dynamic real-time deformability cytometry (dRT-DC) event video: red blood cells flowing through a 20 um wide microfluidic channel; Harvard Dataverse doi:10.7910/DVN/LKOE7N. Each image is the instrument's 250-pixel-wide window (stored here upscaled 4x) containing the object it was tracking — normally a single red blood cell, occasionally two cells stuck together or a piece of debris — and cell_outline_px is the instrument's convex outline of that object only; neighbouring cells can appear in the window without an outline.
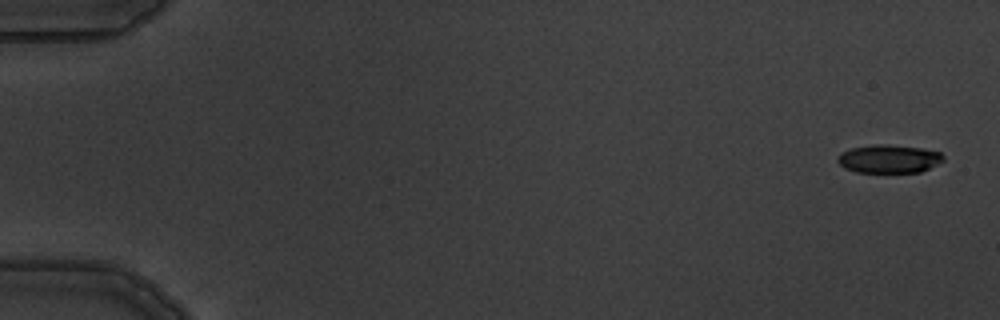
{"species": "common noctule bat (a hibernating species)", "species_latin": "Nyctalus noctula", "temperature_condition": "warm", "stored_images_in_passage": 5, "camera_frame_rate_fps": 3000, "um_per_image_px": 0.085, "animal": {"sex": "male", "body_mass_g": 19.5, "forearm_length_mm": 54.6}, "frame": {"image": 1, "passage_image": 1, "time_ms": 0.0, "image_size_px": [1000, 320], "cell_outline_px": [[944, 160], [920, 172], [856, 172], [844, 168], [836, 160], [836, 156], [840, 152], [852, 148], [876, 144], [888, 144], [920, 148], [940, 152], [944, 156]], "centroid_in_image_um": [75.51, 13.5], "position_along_channel_um": 9.5, "area_um2": 17.4}}